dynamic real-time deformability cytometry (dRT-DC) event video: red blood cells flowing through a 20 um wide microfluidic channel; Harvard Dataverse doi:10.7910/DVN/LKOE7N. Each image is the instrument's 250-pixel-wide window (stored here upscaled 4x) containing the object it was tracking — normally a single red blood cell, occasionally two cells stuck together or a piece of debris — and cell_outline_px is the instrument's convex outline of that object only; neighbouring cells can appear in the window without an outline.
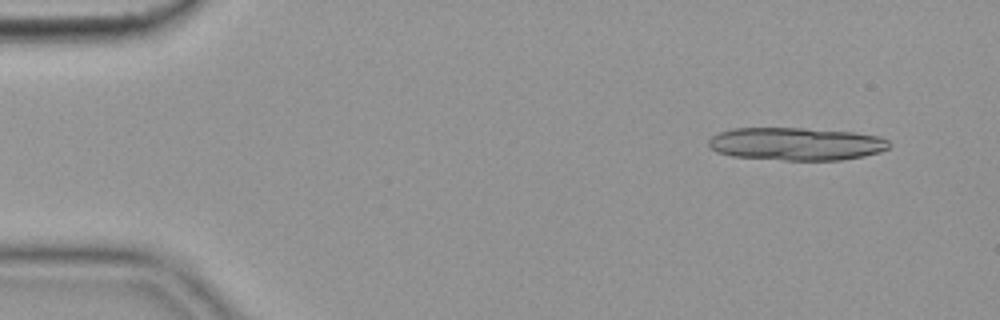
{"species": "common noctule bat (a hibernating species)", "species_latin": "Nyctalus noctula", "temperature_condition": "cold", "stored_images_in_passage": 15, "camera_frame_rate_fps": 3000, "um_per_image_px": 0.085, "animal": {"sex": "female", "body_mass_g": 19.9}, "frame": {"image": 1, "passage_image": 4, "time_ms": 1.0, "image_size_px": [1000, 320], "cell_outline_px": [[892, 144], [888, 148], [880, 152], [864, 156], [840, 160], [784, 160], [732, 156], [716, 152], [708, 144], [708, 140], [712, 136], [720, 132], [732, 128], [804, 128], [852, 132], [880, 136], [888, 140]], "centroid_in_image_um": [67.69, 12.23], "position_along_channel_um": 17.3, "area_um2": 34.68}}